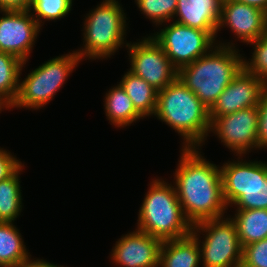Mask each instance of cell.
I'll use <instances>...</instances> for the list:
<instances>
[{
	"instance_id": "obj_1",
	"label": "cell",
	"mask_w": 267,
	"mask_h": 267,
	"mask_svg": "<svg viewBox=\"0 0 267 267\" xmlns=\"http://www.w3.org/2000/svg\"><path fill=\"white\" fill-rule=\"evenodd\" d=\"M197 149H181L174 173L178 200L192 225L222 218L228 209L223 197L220 167L206 161Z\"/></svg>"
},
{
	"instance_id": "obj_2",
	"label": "cell",
	"mask_w": 267,
	"mask_h": 267,
	"mask_svg": "<svg viewBox=\"0 0 267 267\" xmlns=\"http://www.w3.org/2000/svg\"><path fill=\"white\" fill-rule=\"evenodd\" d=\"M227 43L216 44L207 54L177 70V78L209 110L243 68L244 56L241 57L234 43Z\"/></svg>"
},
{
	"instance_id": "obj_3",
	"label": "cell",
	"mask_w": 267,
	"mask_h": 267,
	"mask_svg": "<svg viewBox=\"0 0 267 267\" xmlns=\"http://www.w3.org/2000/svg\"><path fill=\"white\" fill-rule=\"evenodd\" d=\"M154 116L183 138V148L199 149L209 136V109L178 78L158 92Z\"/></svg>"
},
{
	"instance_id": "obj_4",
	"label": "cell",
	"mask_w": 267,
	"mask_h": 267,
	"mask_svg": "<svg viewBox=\"0 0 267 267\" xmlns=\"http://www.w3.org/2000/svg\"><path fill=\"white\" fill-rule=\"evenodd\" d=\"M138 214L137 229L162 241L185 237L193 225L186 218L175 187L153 179Z\"/></svg>"
},
{
	"instance_id": "obj_5",
	"label": "cell",
	"mask_w": 267,
	"mask_h": 267,
	"mask_svg": "<svg viewBox=\"0 0 267 267\" xmlns=\"http://www.w3.org/2000/svg\"><path fill=\"white\" fill-rule=\"evenodd\" d=\"M90 12L84 22V48L75 51L82 60L105 59L114 55L119 47L128 45L124 42L126 15L118 0H103Z\"/></svg>"
},
{
	"instance_id": "obj_6",
	"label": "cell",
	"mask_w": 267,
	"mask_h": 267,
	"mask_svg": "<svg viewBox=\"0 0 267 267\" xmlns=\"http://www.w3.org/2000/svg\"><path fill=\"white\" fill-rule=\"evenodd\" d=\"M223 197L237 210L267 209V162L228 161L220 167ZM231 204V205H230Z\"/></svg>"
},
{
	"instance_id": "obj_7",
	"label": "cell",
	"mask_w": 267,
	"mask_h": 267,
	"mask_svg": "<svg viewBox=\"0 0 267 267\" xmlns=\"http://www.w3.org/2000/svg\"><path fill=\"white\" fill-rule=\"evenodd\" d=\"M82 59L73 53L57 56L32 70L23 81L12 108L39 109L49 103Z\"/></svg>"
},
{
	"instance_id": "obj_8",
	"label": "cell",
	"mask_w": 267,
	"mask_h": 267,
	"mask_svg": "<svg viewBox=\"0 0 267 267\" xmlns=\"http://www.w3.org/2000/svg\"><path fill=\"white\" fill-rule=\"evenodd\" d=\"M201 232L206 234L202 242ZM191 233L198 239L204 267H235L242 262V247L230 217L195 223Z\"/></svg>"
},
{
	"instance_id": "obj_9",
	"label": "cell",
	"mask_w": 267,
	"mask_h": 267,
	"mask_svg": "<svg viewBox=\"0 0 267 267\" xmlns=\"http://www.w3.org/2000/svg\"><path fill=\"white\" fill-rule=\"evenodd\" d=\"M178 70L207 54L215 39L207 32L173 21L152 35Z\"/></svg>"
},
{
	"instance_id": "obj_10",
	"label": "cell",
	"mask_w": 267,
	"mask_h": 267,
	"mask_svg": "<svg viewBox=\"0 0 267 267\" xmlns=\"http://www.w3.org/2000/svg\"><path fill=\"white\" fill-rule=\"evenodd\" d=\"M126 48L131 63L129 71L144 79L158 92L177 78V69L152 36L128 43Z\"/></svg>"
},
{
	"instance_id": "obj_11",
	"label": "cell",
	"mask_w": 267,
	"mask_h": 267,
	"mask_svg": "<svg viewBox=\"0 0 267 267\" xmlns=\"http://www.w3.org/2000/svg\"><path fill=\"white\" fill-rule=\"evenodd\" d=\"M258 106L239 110L219 117H210V130L226 147L240 157L250 150L259 149Z\"/></svg>"
},
{
	"instance_id": "obj_12",
	"label": "cell",
	"mask_w": 267,
	"mask_h": 267,
	"mask_svg": "<svg viewBox=\"0 0 267 267\" xmlns=\"http://www.w3.org/2000/svg\"><path fill=\"white\" fill-rule=\"evenodd\" d=\"M0 18V51L27 62L40 32L29 10H3Z\"/></svg>"
},
{
	"instance_id": "obj_13",
	"label": "cell",
	"mask_w": 267,
	"mask_h": 267,
	"mask_svg": "<svg viewBox=\"0 0 267 267\" xmlns=\"http://www.w3.org/2000/svg\"><path fill=\"white\" fill-rule=\"evenodd\" d=\"M266 88L267 84L262 79L242 68L219 95L209 110V117H219L258 106Z\"/></svg>"
},
{
	"instance_id": "obj_14",
	"label": "cell",
	"mask_w": 267,
	"mask_h": 267,
	"mask_svg": "<svg viewBox=\"0 0 267 267\" xmlns=\"http://www.w3.org/2000/svg\"><path fill=\"white\" fill-rule=\"evenodd\" d=\"M163 241L138 229L116 241L111 260L122 267H159Z\"/></svg>"
},
{
	"instance_id": "obj_15",
	"label": "cell",
	"mask_w": 267,
	"mask_h": 267,
	"mask_svg": "<svg viewBox=\"0 0 267 267\" xmlns=\"http://www.w3.org/2000/svg\"><path fill=\"white\" fill-rule=\"evenodd\" d=\"M225 25L231 29L238 40L248 45L265 33L267 14L261 9L236 0H222L217 31Z\"/></svg>"
},
{
	"instance_id": "obj_16",
	"label": "cell",
	"mask_w": 267,
	"mask_h": 267,
	"mask_svg": "<svg viewBox=\"0 0 267 267\" xmlns=\"http://www.w3.org/2000/svg\"><path fill=\"white\" fill-rule=\"evenodd\" d=\"M221 3L222 0H178L175 22L207 31L216 39Z\"/></svg>"
},
{
	"instance_id": "obj_17",
	"label": "cell",
	"mask_w": 267,
	"mask_h": 267,
	"mask_svg": "<svg viewBox=\"0 0 267 267\" xmlns=\"http://www.w3.org/2000/svg\"><path fill=\"white\" fill-rule=\"evenodd\" d=\"M200 262L198 239L192 233L182 238L163 241L159 267H199Z\"/></svg>"
},
{
	"instance_id": "obj_18",
	"label": "cell",
	"mask_w": 267,
	"mask_h": 267,
	"mask_svg": "<svg viewBox=\"0 0 267 267\" xmlns=\"http://www.w3.org/2000/svg\"><path fill=\"white\" fill-rule=\"evenodd\" d=\"M234 222L241 247L267 238V209L236 210Z\"/></svg>"
},
{
	"instance_id": "obj_19",
	"label": "cell",
	"mask_w": 267,
	"mask_h": 267,
	"mask_svg": "<svg viewBox=\"0 0 267 267\" xmlns=\"http://www.w3.org/2000/svg\"><path fill=\"white\" fill-rule=\"evenodd\" d=\"M119 84L132 100L136 111L144 118L154 115L158 91L134 73L126 72Z\"/></svg>"
},
{
	"instance_id": "obj_20",
	"label": "cell",
	"mask_w": 267,
	"mask_h": 267,
	"mask_svg": "<svg viewBox=\"0 0 267 267\" xmlns=\"http://www.w3.org/2000/svg\"><path fill=\"white\" fill-rule=\"evenodd\" d=\"M104 101L105 115L115 127L124 128L140 118L143 119L120 84L109 89Z\"/></svg>"
},
{
	"instance_id": "obj_21",
	"label": "cell",
	"mask_w": 267,
	"mask_h": 267,
	"mask_svg": "<svg viewBox=\"0 0 267 267\" xmlns=\"http://www.w3.org/2000/svg\"><path fill=\"white\" fill-rule=\"evenodd\" d=\"M21 165L10 177L0 181V222L13 223L22 210V193L19 174Z\"/></svg>"
},
{
	"instance_id": "obj_22",
	"label": "cell",
	"mask_w": 267,
	"mask_h": 267,
	"mask_svg": "<svg viewBox=\"0 0 267 267\" xmlns=\"http://www.w3.org/2000/svg\"><path fill=\"white\" fill-rule=\"evenodd\" d=\"M18 228L0 222V267H12L29 257Z\"/></svg>"
},
{
	"instance_id": "obj_23",
	"label": "cell",
	"mask_w": 267,
	"mask_h": 267,
	"mask_svg": "<svg viewBox=\"0 0 267 267\" xmlns=\"http://www.w3.org/2000/svg\"><path fill=\"white\" fill-rule=\"evenodd\" d=\"M26 61L0 51V96L11 105L16 100L19 90L20 74Z\"/></svg>"
},
{
	"instance_id": "obj_24",
	"label": "cell",
	"mask_w": 267,
	"mask_h": 267,
	"mask_svg": "<svg viewBox=\"0 0 267 267\" xmlns=\"http://www.w3.org/2000/svg\"><path fill=\"white\" fill-rule=\"evenodd\" d=\"M73 0H32L29 11L41 27L42 20H57L65 17L71 10Z\"/></svg>"
},
{
	"instance_id": "obj_25",
	"label": "cell",
	"mask_w": 267,
	"mask_h": 267,
	"mask_svg": "<svg viewBox=\"0 0 267 267\" xmlns=\"http://www.w3.org/2000/svg\"><path fill=\"white\" fill-rule=\"evenodd\" d=\"M177 2L178 0H135L139 10L156 26L174 18Z\"/></svg>"
},
{
	"instance_id": "obj_26",
	"label": "cell",
	"mask_w": 267,
	"mask_h": 267,
	"mask_svg": "<svg viewBox=\"0 0 267 267\" xmlns=\"http://www.w3.org/2000/svg\"><path fill=\"white\" fill-rule=\"evenodd\" d=\"M249 44H254V51L250 61L243 59V68L267 84V29L260 38Z\"/></svg>"
},
{
	"instance_id": "obj_27",
	"label": "cell",
	"mask_w": 267,
	"mask_h": 267,
	"mask_svg": "<svg viewBox=\"0 0 267 267\" xmlns=\"http://www.w3.org/2000/svg\"><path fill=\"white\" fill-rule=\"evenodd\" d=\"M242 263L249 267H267V238L243 246Z\"/></svg>"
},
{
	"instance_id": "obj_28",
	"label": "cell",
	"mask_w": 267,
	"mask_h": 267,
	"mask_svg": "<svg viewBox=\"0 0 267 267\" xmlns=\"http://www.w3.org/2000/svg\"><path fill=\"white\" fill-rule=\"evenodd\" d=\"M259 109V121H258V144L260 149H267V88L262 94L260 103L258 105Z\"/></svg>"
},
{
	"instance_id": "obj_29",
	"label": "cell",
	"mask_w": 267,
	"mask_h": 267,
	"mask_svg": "<svg viewBox=\"0 0 267 267\" xmlns=\"http://www.w3.org/2000/svg\"><path fill=\"white\" fill-rule=\"evenodd\" d=\"M21 165L11 152L0 147V181L10 177Z\"/></svg>"
},
{
	"instance_id": "obj_30",
	"label": "cell",
	"mask_w": 267,
	"mask_h": 267,
	"mask_svg": "<svg viewBox=\"0 0 267 267\" xmlns=\"http://www.w3.org/2000/svg\"><path fill=\"white\" fill-rule=\"evenodd\" d=\"M32 0H0V10H29Z\"/></svg>"
},
{
	"instance_id": "obj_31",
	"label": "cell",
	"mask_w": 267,
	"mask_h": 267,
	"mask_svg": "<svg viewBox=\"0 0 267 267\" xmlns=\"http://www.w3.org/2000/svg\"><path fill=\"white\" fill-rule=\"evenodd\" d=\"M12 267H62V266L49 263L44 259H36L33 261L31 260V256H29L27 259L23 260L22 262H19L16 265H13Z\"/></svg>"
},
{
	"instance_id": "obj_32",
	"label": "cell",
	"mask_w": 267,
	"mask_h": 267,
	"mask_svg": "<svg viewBox=\"0 0 267 267\" xmlns=\"http://www.w3.org/2000/svg\"><path fill=\"white\" fill-rule=\"evenodd\" d=\"M236 1L261 9L267 14V0H236Z\"/></svg>"
},
{
	"instance_id": "obj_33",
	"label": "cell",
	"mask_w": 267,
	"mask_h": 267,
	"mask_svg": "<svg viewBox=\"0 0 267 267\" xmlns=\"http://www.w3.org/2000/svg\"><path fill=\"white\" fill-rule=\"evenodd\" d=\"M11 107L12 105L5 98L0 96V111H2V109L4 110V108L10 109Z\"/></svg>"
},
{
	"instance_id": "obj_34",
	"label": "cell",
	"mask_w": 267,
	"mask_h": 267,
	"mask_svg": "<svg viewBox=\"0 0 267 267\" xmlns=\"http://www.w3.org/2000/svg\"><path fill=\"white\" fill-rule=\"evenodd\" d=\"M235 267H249V266H247L244 263L240 262Z\"/></svg>"
}]
</instances>
